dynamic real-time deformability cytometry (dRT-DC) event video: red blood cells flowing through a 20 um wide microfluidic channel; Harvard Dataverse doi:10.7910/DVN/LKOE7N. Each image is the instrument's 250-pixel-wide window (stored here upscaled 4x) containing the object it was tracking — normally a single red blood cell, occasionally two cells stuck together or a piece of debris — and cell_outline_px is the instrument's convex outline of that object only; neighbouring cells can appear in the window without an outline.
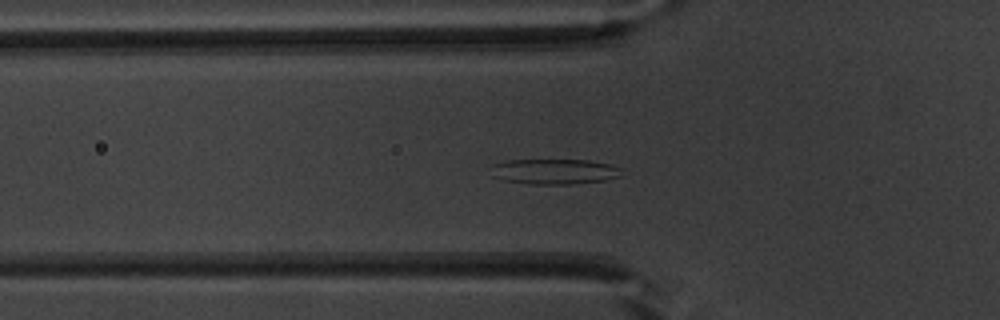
{"species": "common noctule bat (a hibernating species)", "species_latin": "Nyctalus noctula", "temperature_condition": "warm", "stored_images_in_passage": 39, "camera_frame_rate_fps": 3000, "um_per_image_px": 0.085, "animal": {"sex": "male", "body_mass_g": 20.1, "forearm_length_mm": 53.5}, "frame": {"image": 1, "passage_image": 3, "time_ms": 0.667, "image_size_px": [1000, 320], "cell_outline_px": [[624, 168], [620, 176], [604, 180], [576, 184], [528, 184], [504, 180], [496, 176], [492, 164], [508, 160], [588, 160], [612, 164]], "centroid_in_image_um": [47.22, 14.57], "position_along_channel_um": 78.6, "area_um2": 19.25}}
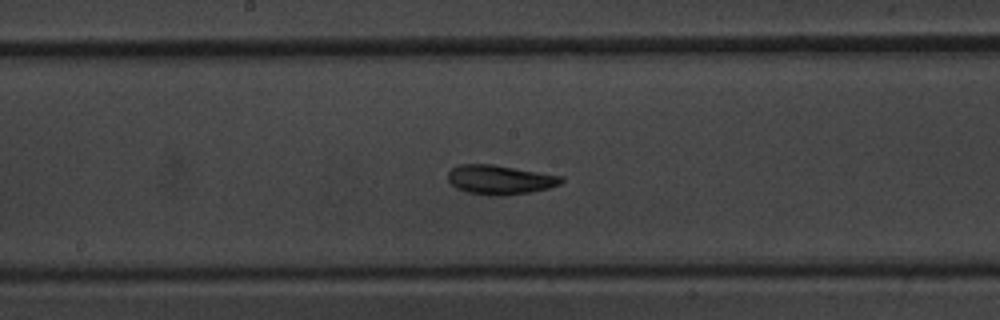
{"frame": {"image": 2, "passage_image": 13, "time_ms": 4.0, "image_size_px": [1000, 320], "cell_outline_px": [[564, 180], [560, 184], [548, 188], [528, 192], [504, 196], [488, 196], [468, 192], [456, 188], [448, 180], [448, 172], [452, 168], [460, 164], [492, 164], [564, 176]], "centroid_in_image_um": [42.49, 15.28], "position_along_channel_um": 205.7, "area_um2": 19.42}}
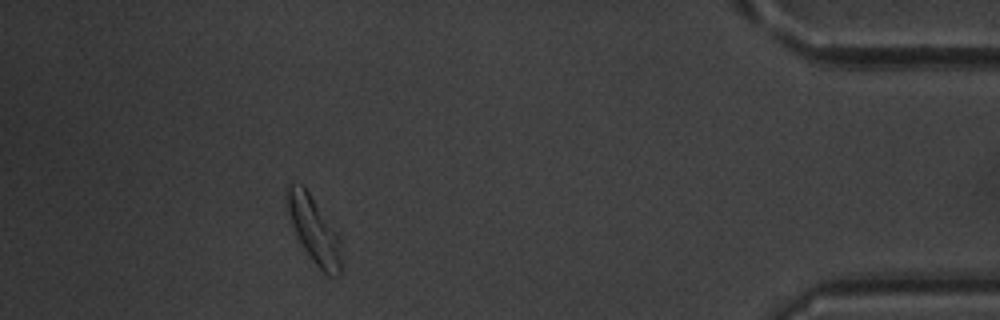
{"frame": {"image": 3, "passage_image": 33, "time_ms": 10.667, "image_size_px": [1000, 320], "cell_outline_px": [[340, 276], [328, 276], [312, 260], [304, 248], [284, 208], [284, 188], [288, 184], [300, 184], [308, 192], [340, 236]], "centroid_in_image_um": [26.63, 19.49], "position_along_channel_um": 408.6, "area_um2": 20.87}, "authors_computed_cell_mechanics": {"area_um2": 19.1318, "velocity_mm_per_s": 3.7848, "shape_relaxation_time_tau1_ms": 3.904, "shape_relaxation_time_tau2_ms": 1.9914, "deformation_change_tau1": 0.1246, "deformation_change_tau2": 0.0693}}